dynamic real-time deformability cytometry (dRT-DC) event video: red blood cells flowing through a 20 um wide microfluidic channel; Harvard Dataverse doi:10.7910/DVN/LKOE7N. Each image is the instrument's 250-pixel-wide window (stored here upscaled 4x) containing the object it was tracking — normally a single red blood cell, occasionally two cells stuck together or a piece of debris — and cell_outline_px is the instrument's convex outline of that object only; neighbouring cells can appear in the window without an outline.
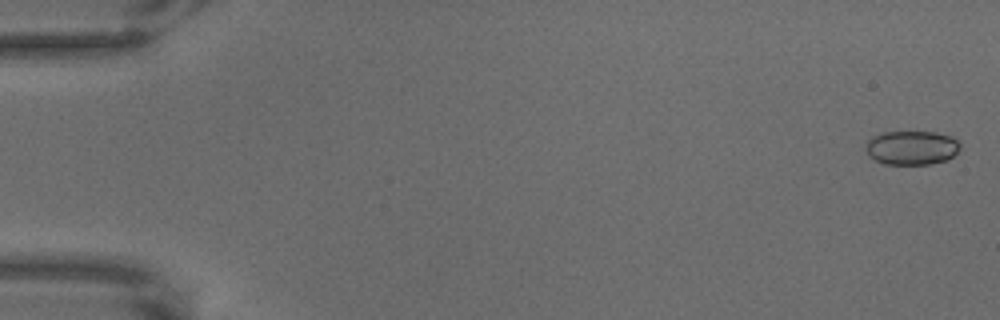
{"species": "common noctule bat (a hibernating species)", "species_latin": "Nyctalus noctula", "temperature_condition": "warm", "stored_images_in_passage": 67, "camera_frame_rate_fps": 3000, "um_per_image_px": 0.085, "animal": {"sex": "male", "body_mass_g": 18.8}, "frame": {"image": 1, "passage_image": 2, "time_ms": 0.333, "image_size_px": [1000, 320], "cell_outline_px": [[960, 148], [948, 160], [932, 164], [884, 164], [868, 156], [868, 140], [872, 136], [884, 132], [936, 132], [952, 136], [960, 144]], "centroid_in_image_um": [77.52, 12.56], "position_along_channel_um": 7.5, "area_um2": 18.67}}
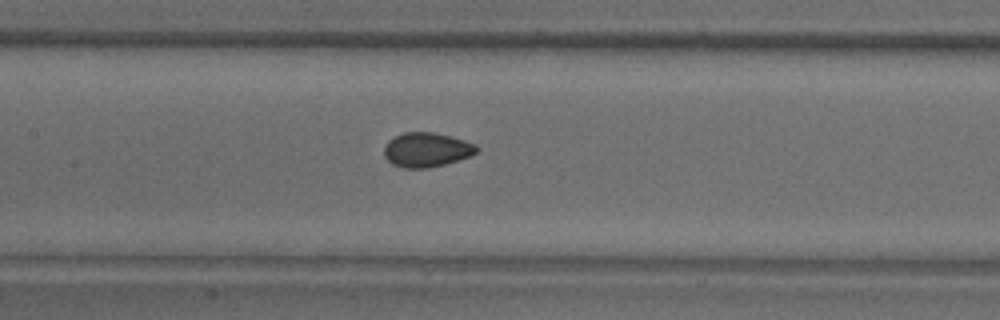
{"frame": {"image": 2, "passage_image": 33, "time_ms": 10.667, "image_size_px": [1000, 320], "cell_outline_px": [[480, 148], [476, 152], [468, 156], [444, 164], [428, 168], [404, 168], [392, 164], [384, 156], [384, 144], [388, 140], [404, 132], [432, 132], [452, 136], [476, 144]], "centroid_in_image_um": [36.24, 12.72], "position_along_channel_um": 171.2, "area_um2": 18.55}}
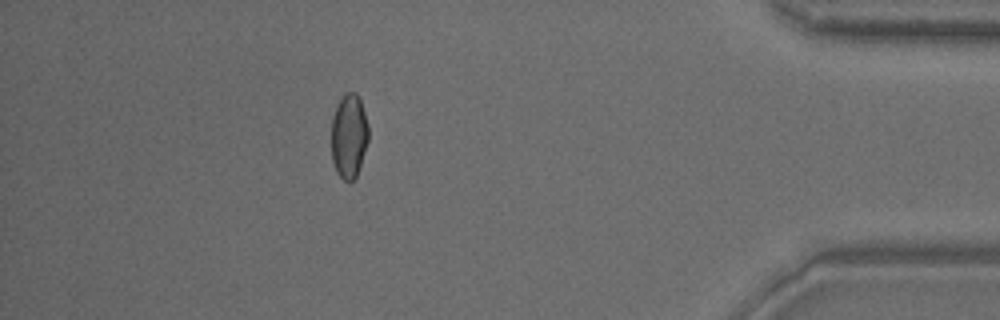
{"frame": {"image": 3, "passage_image": 60, "time_ms": 19.667, "image_size_px": [1000, 320], "cell_outline_px": [[368, 140], [356, 176], [348, 184], [336, 172], [332, 160], [332, 116], [340, 100], [348, 92], [356, 92], [360, 100], [368, 124]], "centroid_in_image_um": [29.65, 11.58], "position_along_channel_um": 405.5, "area_um2": 17.98}}